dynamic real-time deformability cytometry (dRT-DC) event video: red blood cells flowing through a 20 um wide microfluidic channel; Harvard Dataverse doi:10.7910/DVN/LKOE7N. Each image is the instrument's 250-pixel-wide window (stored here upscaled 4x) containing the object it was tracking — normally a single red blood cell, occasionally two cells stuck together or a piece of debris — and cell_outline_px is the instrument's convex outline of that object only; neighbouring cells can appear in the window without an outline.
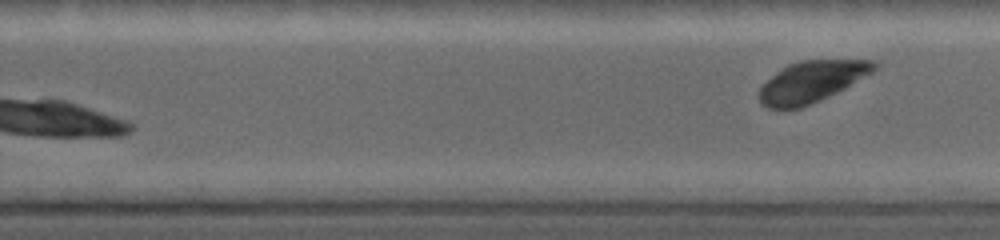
{"species": "common noctule bat (a hibernating species)", "species_latin": "Nyctalus noctula", "temperature_condition": "warm", "stored_images_in_passage": 24, "segment_of_instrument_passage": [2, 2], "camera_frame_rate_fps": 5000, "um_per_image_px": 0.085, "animal": {"sex": "female", "body_mass_g": 19.0, "forearm_length_mm": 53.3}, "frame": {"image": 1, "passage_image": 24, "time_ms": 8.4, "image_size_px": [1000, 240], "cell_outline_px": [[876, 68], [872, 72], [844, 88], [820, 100], [800, 108], [768, 108], [760, 104], [760, 88], [780, 68], [788, 64], [800, 60], [872, 60], [876, 64]], "centroid_in_image_um": [68.96, 6.93], "position_along_channel_um": 260.8, "area_um2": 27.17}}